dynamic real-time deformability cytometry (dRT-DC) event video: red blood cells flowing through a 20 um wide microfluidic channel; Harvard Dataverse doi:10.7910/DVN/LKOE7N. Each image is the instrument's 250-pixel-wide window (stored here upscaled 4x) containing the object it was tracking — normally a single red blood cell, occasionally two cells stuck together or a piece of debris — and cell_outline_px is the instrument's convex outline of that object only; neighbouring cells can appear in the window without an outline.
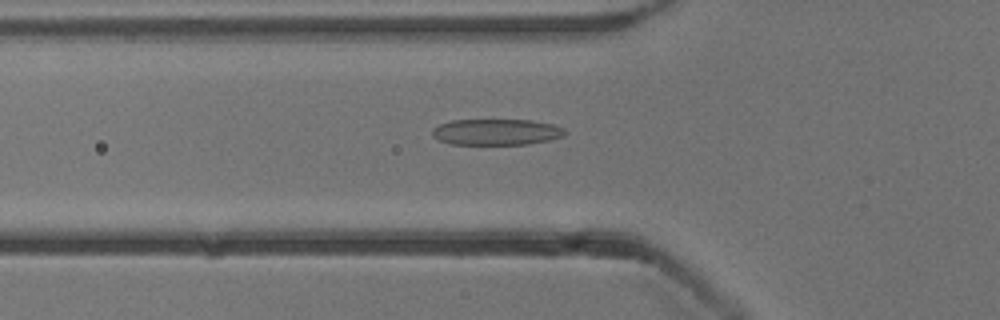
{"species": "common noctule bat (a hibernating species)", "species_latin": "Nyctalus noctula", "temperature_condition": "cold", "stored_images_in_passage": 48, "camera_frame_rate_fps": 3000, "um_per_image_px": 0.085, "animal": {"sex": "male", "body_mass_g": 13.3}, "frame": {"image": 1, "passage_image": 13, "time_ms": 4.0, "image_size_px": [1000, 320], "cell_outline_px": [[568, 132], [564, 136], [548, 140], [528, 144], [452, 144], [440, 140], [432, 136], [432, 128], [440, 124], [452, 120], [532, 120], [552, 124], [564, 128]], "centroid_in_image_um": [42.21, 11.21], "position_along_channel_um": 83.6, "area_um2": 20.17}}
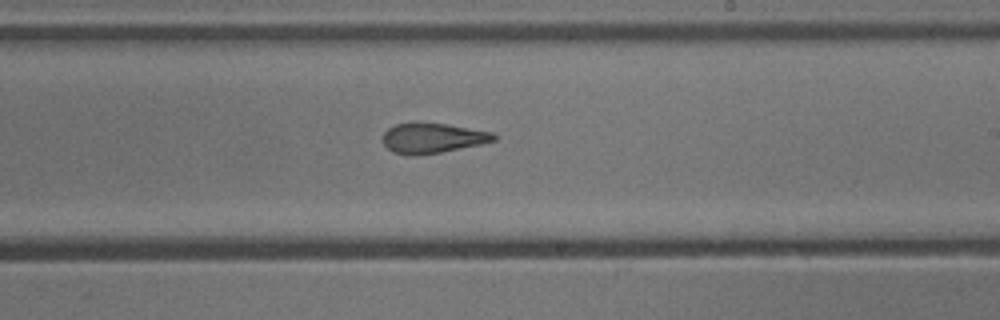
{"frame": {"image": 2, "passage_image": 26, "time_ms": 8.333, "image_size_px": [1000, 320], "cell_outline_px": [[496, 140], [480, 144], [440, 152], [416, 156], [392, 152], [384, 144], [384, 132], [388, 128], [396, 124], [416, 120], [448, 124], [492, 132], [496, 136]], "centroid_in_image_um": [36.73, 11.7], "position_along_channel_um": 252.3, "area_um2": 19.71}}
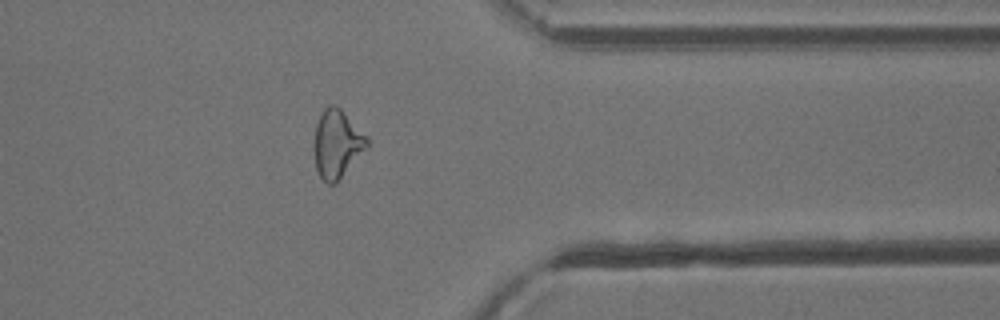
{"frame": {"image": 3, "passage_image": 37, "time_ms": 12.0, "image_size_px": [1000, 320], "cell_outline_px": [[368, 144], [336, 184], [328, 184], [320, 176], [316, 168], [312, 144], [316, 124], [320, 112], [328, 104], [336, 104], [368, 136]], "centroid_in_image_um": [28.6, 12.19], "position_along_channel_um": 382.8, "area_um2": 21.15}, "authors_computed_cell_mechanics": {"area_um2": 20.6924, "velocity_mm_per_s": 3.8679, "shape_relaxation_time_tau1_ms": 4.0246, "shape_relaxation_time_tau2_ms": 1.7495, "deformation_change_tau1": 0.1529, "deformation_change_tau2": 0.1149}}